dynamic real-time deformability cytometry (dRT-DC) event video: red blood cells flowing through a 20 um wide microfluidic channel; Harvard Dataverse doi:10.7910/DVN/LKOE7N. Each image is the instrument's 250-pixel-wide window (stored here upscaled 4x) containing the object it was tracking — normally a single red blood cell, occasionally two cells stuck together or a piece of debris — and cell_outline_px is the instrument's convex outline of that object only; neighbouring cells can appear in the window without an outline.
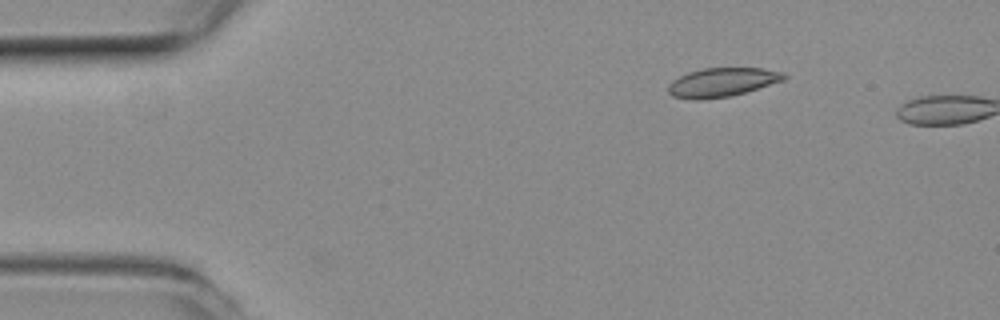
{"species": "common noctule bat (a hibernating species)", "species_latin": "Nyctalus noctula", "temperature_condition": "room temperature", "stored_images_in_passage": 3, "camera_frame_rate_fps": 3000, "um_per_image_px": 0.085, "animal": {"sex": "female", "body_mass_g": 19.3, "forearm_length_mm": 54.1}, "frame": {"image": 1, "passage_image": 1, "time_ms": 0.0, "image_size_px": [1000, 320], "cell_outline_px": [[788, 76], [784, 80], [732, 96], [700, 100], [692, 100], [672, 96], [668, 92], [668, 84], [672, 80], [688, 72], [704, 68], [764, 68], [784, 72]], "centroid_in_image_um": [61.37, 7.0], "position_along_channel_um": 23.6, "area_um2": 19.65}}